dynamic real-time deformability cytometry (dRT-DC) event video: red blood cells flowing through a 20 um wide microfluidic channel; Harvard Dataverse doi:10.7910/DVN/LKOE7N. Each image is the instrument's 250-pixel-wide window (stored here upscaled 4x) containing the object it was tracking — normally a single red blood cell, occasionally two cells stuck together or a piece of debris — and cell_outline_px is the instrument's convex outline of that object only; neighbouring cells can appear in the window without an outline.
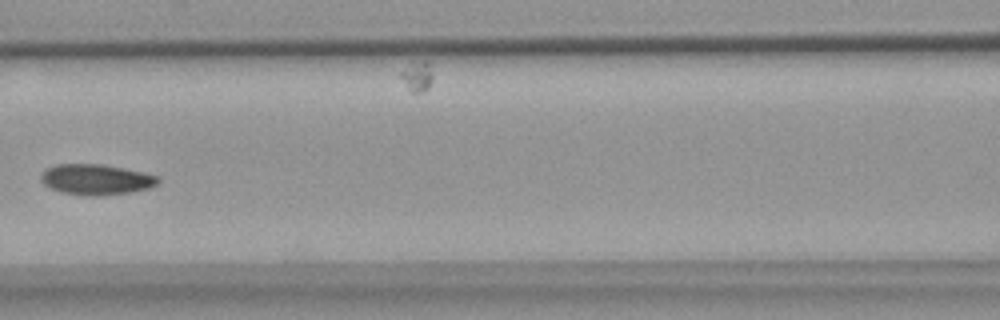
{"species": "common noctule bat (a hibernating species)", "species_latin": "Nyctalus noctula", "temperature_condition": "warm", "stored_images_in_passage": 10, "camera_frame_rate_fps": 3000, "um_per_image_px": 0.085, "animal": {"sex": "female", "body_mass_g": 18.4}, "frame": {"image": 1, "passage_image": 6, "time_ms": 7.667, "image_size_px": [1000, 320], "cell_outline_px": [[160, 180], [156, 184], [148, 188], [128, 192], [100, 196], [88, 196], [60, 192], [44, 184], [40, 180], [40, 176], [48, 168], [56, 164], [104, 164], [144, 172], [160, 176]], "centroid_in_image_um": [8.18, 15.25], "position_along_channel_um": 158.4, "area_um2": 20.87}}